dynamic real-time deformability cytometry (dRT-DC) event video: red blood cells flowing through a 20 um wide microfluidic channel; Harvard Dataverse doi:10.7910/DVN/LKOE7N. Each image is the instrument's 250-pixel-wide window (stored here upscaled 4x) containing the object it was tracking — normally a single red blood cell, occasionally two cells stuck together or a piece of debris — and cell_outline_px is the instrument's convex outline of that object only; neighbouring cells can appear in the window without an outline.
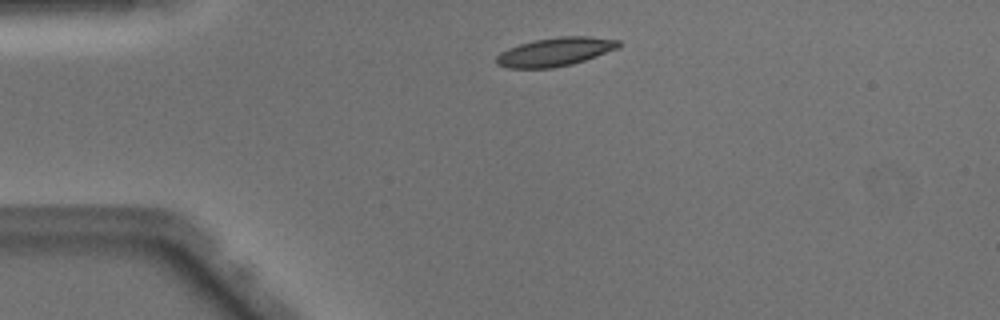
{"species": "Egyptian fruit bat (a non-hibernating species)", "species_latin": "Rousettus aegyptiacus", "temperature_condition": "warm", "stored_images_in_passage": 40, "camera_frame_rate_fps": 3000, "um_per_image_px": 0.085, "animal": {"sex": "male"}, "frame": {"image": 1, "passage_image": 2, "time_ms": 0.333, "image_size_px": [1000, 320], "cell_outline_px": [[620, 48], [572, 64], [552, 68], [508, 68], [496, 64], [496, 56], [500, 52], [508, 48], [520, 44], [536, 40], [556, 36], [588, 36], [620, 40]], "centroid_in_image_um": [47.19, 4.4], "position_along_channel_um": 37.8, "area_um2": 20.4}}
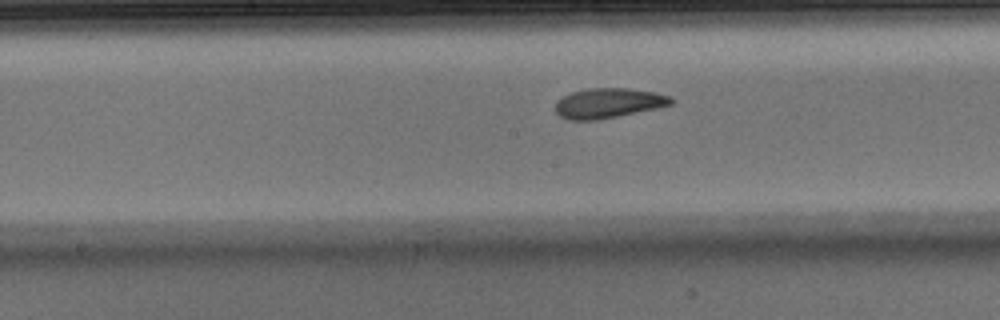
{"frame": {"image": 2, "passage_image": 16, "time_ms": 5.0, "image_size_px": [1000, 320], "cell_outline_px": [[676, 100], [672, 104], [656, 108], [600, 120], [568, 120], [560, 116], [556, 112], [556, 100], [572, 92], [588, 88], [628, 88], [656, 92], [672, 96]], "centroid_in_image_um": [51.74, 8.76], "position_along_channel_um": 196.5, "area_um2": 20.35}}
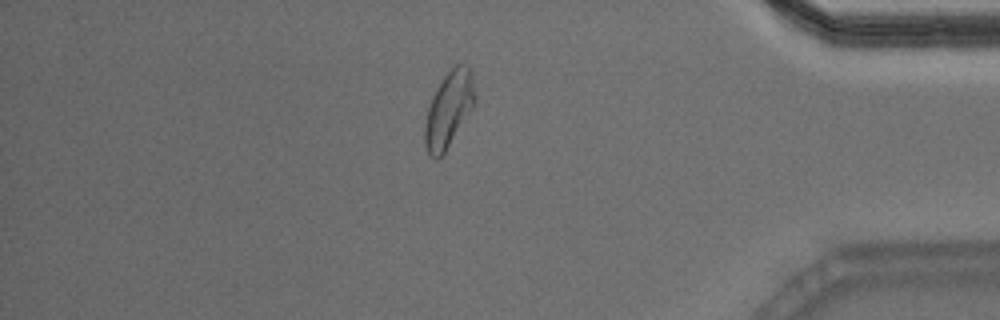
{"frame": {"image": 3, "passage_image": 33, "time_ms": 10.667, "image_size_px": [1000, 320], "cell_outline_px": [[476, 100], [472, 108], [444, 152], [436, 160], [428, 152], [424, 144], [424, 128], [428, 108], [432, 96], [444, 76], [456, 64], [460, 64], [468, 68], [476, 96]], "centroid_in_image_um": [38.12, 9.31], "position_along_channel_um": 397.1, "area_um2": 21.33}, "authors_computed_cell_mechanics": {"area_um2": 20.4612, "velocity_mm_per_s": 4.0973, "shape_relaxation_time_tau1_ms": 5.3508, "shape_relaxation_time_tau2_ms": 2.2088, "deformation_change_tau1": 0.1812, "deformation_change_tau2": 0.0946}}